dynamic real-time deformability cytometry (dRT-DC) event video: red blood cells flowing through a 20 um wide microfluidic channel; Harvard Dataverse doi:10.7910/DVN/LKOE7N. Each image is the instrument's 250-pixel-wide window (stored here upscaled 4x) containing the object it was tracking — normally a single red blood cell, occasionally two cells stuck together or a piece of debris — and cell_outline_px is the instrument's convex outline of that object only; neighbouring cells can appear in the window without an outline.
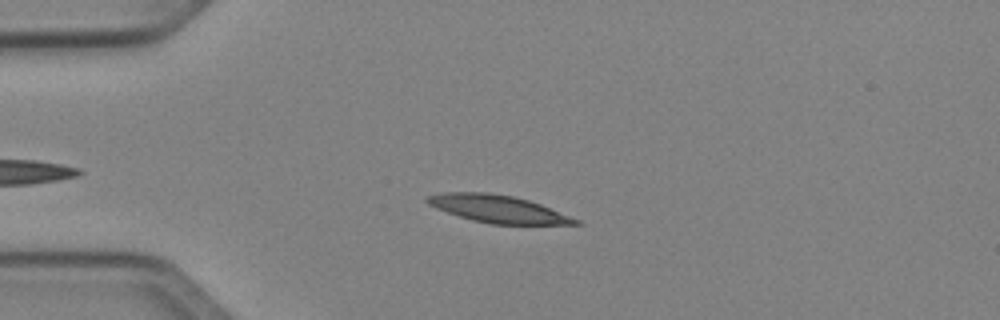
{"species": "Egyptian fruit bat (a non-hibernating species)", "species_latin": "Rousettus aegyptiacus", "temperature_condition": "cold", "stored_images_in_passage": 43, "camera_frame_rate_fps": 3000, "um_per_image_px": 0.085, "animal": {"sex": "female"}, "frame": {"image": 1, "passage_image": 9, "time_ms": 2.667, "image_size_px": [1000, 320], "cell_outline_px": [[584, 224], [492, 224], [472, 220], [436, 208], [428, 204], [424, 200], [428, 196], [440, 192], [488, 192], [512, 196], [528, 200], [540, 204], [580, 220]], "centroid_in_image_um": [42.31, 17.75], "position_along_channel_um": 42.7, "area_um2": 23.52}}
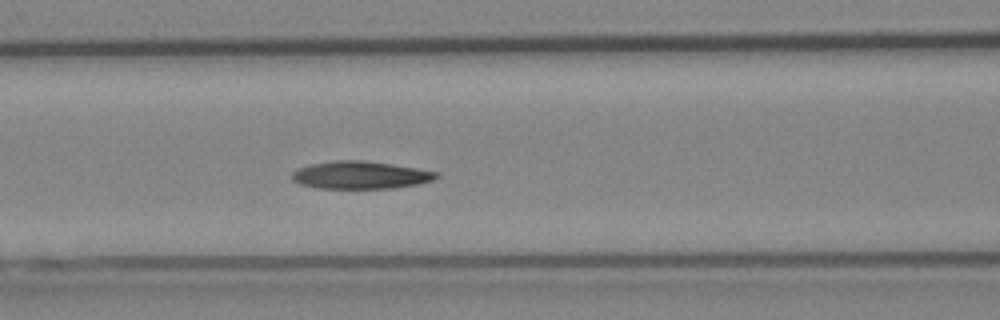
{"frame": {"image": 2, "passage_image": 18, "time_ms": 5.667, "image_size_px": [1000, 320], "cell_outline_px": [[440, 176], [432, 180], [420, 184], [392, 188], [320, 188], [300, 184], [292, 180], [292, 172], [300, 168], [312, 164], [336, 160], [364, 160], [392, 164], [440, 172]], "centroid_in_image_um": [30.68, 14.88], "position_along_channel_um": 135.9, "area_um2": 23.18}}
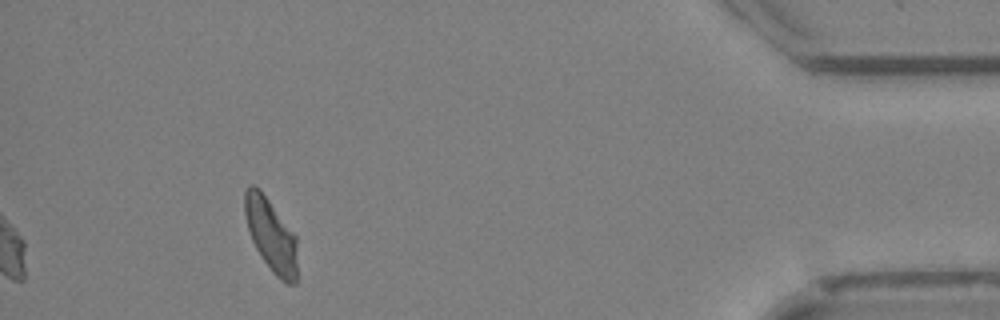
{"frame": {"image": 3, "passage_image": 43, "time_ms": 14.0, "image_size_px": [1000, 320], "cell_outline_px": [[296, 284], [288, 284], [280, 280], [272, 272], [256, 248], [252, 240], [248, 228], [244, 212], [244, 192], [248, 184], [252, 184], [260, 188], [296, 236]], "centroid_in_image_um": [23.02, 19.95], "position_along_channel_um": 412.2, "area_um2": 22.25}, "authors_computed_cell_mechanics": {"area_um2": 23.0044, "velocity_mm_per_s": 4.0083, "shape_relaxation_time_tau1_ms": 5.5908, "shape_relaxation_time_tau2_ms": 3.2582, "deformation_change_tau1": 0.1726, "deformation_change_tau2": 0.095}}